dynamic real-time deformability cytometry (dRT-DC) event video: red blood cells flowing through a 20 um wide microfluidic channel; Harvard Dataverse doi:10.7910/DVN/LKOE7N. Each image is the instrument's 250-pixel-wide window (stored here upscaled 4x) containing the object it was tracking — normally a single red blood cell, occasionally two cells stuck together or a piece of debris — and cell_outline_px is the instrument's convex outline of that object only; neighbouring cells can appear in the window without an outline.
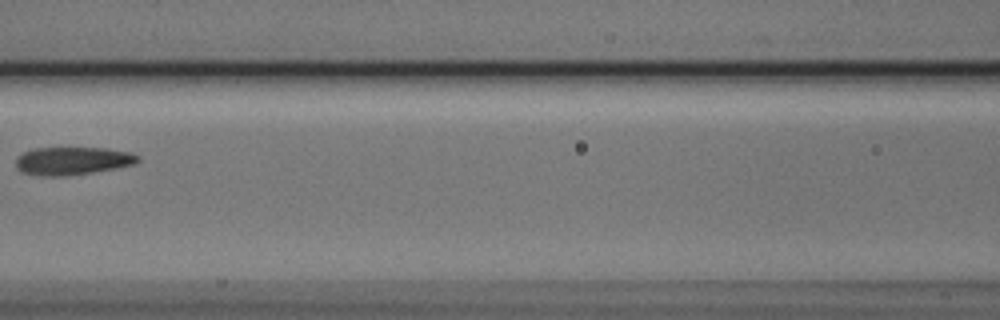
{"species": "Egyptian fruit bat (a non-hibernating species)", "species_latin": "Rousettus aegyptiacus", "temperature_condition": "cold", "stored_images_in_passage": 8, "camera_frame_rate_fps": 3000, "um_per_image_px": 0.085, "animal": {"sex": "male"}, "frame": {"image": 1, "passage_image": 8, "time_ms": 2.333, "image_size_px": [1000, 320], "cell_outline_px": [[140, 160], [136, 164], [116, 168], [92, 172], [64, 176], [40, 176], [20, 172], [16, 168], [16, 156], [32, 148], [104, 148], [132, 152], [140, 156]], "centroid_in_image_um": [6.16, 13.67], "position_along_channel_um": 160.4, "area_um2": 20.11}}